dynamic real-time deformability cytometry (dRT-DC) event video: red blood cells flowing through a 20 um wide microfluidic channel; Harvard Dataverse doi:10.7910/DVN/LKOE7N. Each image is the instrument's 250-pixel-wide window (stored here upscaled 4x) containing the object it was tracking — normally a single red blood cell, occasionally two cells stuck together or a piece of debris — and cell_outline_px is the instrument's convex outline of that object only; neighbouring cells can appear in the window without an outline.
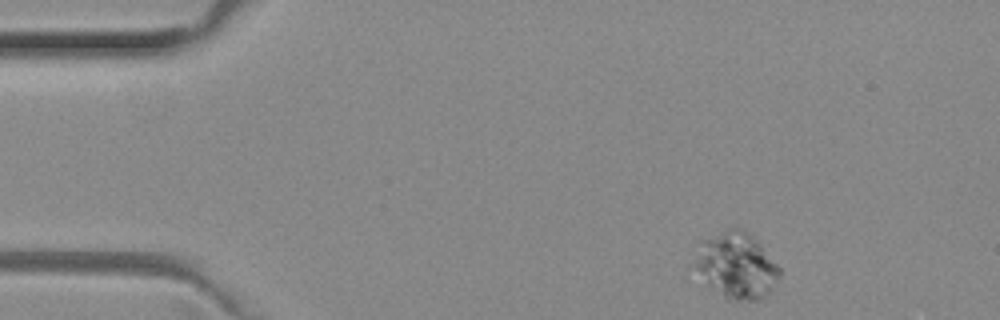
{"species": "common noctule bat (a hibernating species)", "species_latin": "Nyctalus noctula", "temperature_condition": "room temperature", "stored_images_in_passage": 11, "camera_frame_rate_fps": 3000, "um_per_image_px": 0.085, "animal": {"sex": "female", "body_mass_g": 29.2, "forearm_length_mm": 56.3}, "frame": {"image": 1, "passage_image": 1, "time_ms": 0.0, "image_size_px": [1000, 320], "cell_outline_px": [[780, 276], [768, 296], [764, 300], [724, 300], [708, 288], [688, 264], [700, 240], [728, 228], [740, 228], [752, 236], [756, 240], [780, 268]], "centroid_in_image_um": [62.48, 22.61], "position_along_channel_um": 22.5, "area_um2": 33.99}}